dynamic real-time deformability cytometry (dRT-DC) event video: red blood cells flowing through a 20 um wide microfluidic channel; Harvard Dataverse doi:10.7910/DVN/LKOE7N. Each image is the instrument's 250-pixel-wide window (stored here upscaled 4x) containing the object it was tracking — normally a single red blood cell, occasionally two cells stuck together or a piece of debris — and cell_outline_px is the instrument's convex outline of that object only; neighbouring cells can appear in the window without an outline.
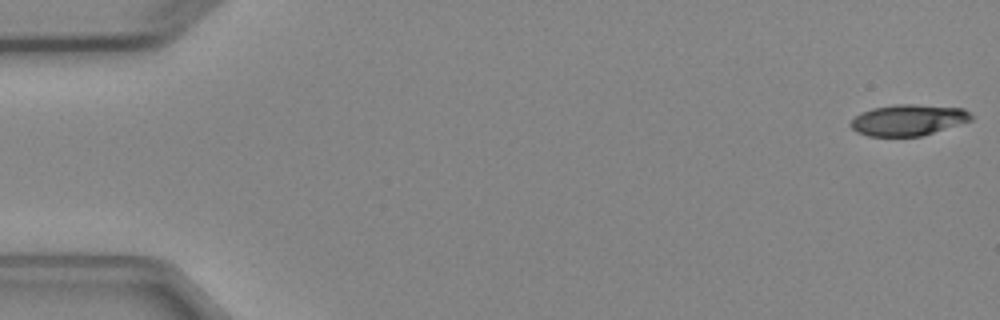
{"species": "Egyptian fruit bat (a non-hibernating species)", "species_latin": "Rousettus aegyptiacus", "temperature_condition": "cold", "stored_images_in_passage": 4, "camera_frame_rate_fps": 3000, "um_per_image_px": 0.085, "animal": {"sex": "female"}, "frame": {"image": 1, "passage_image": 1, "time_ms": 0.0, "image_size_px": [1000, 320], "cell_outline_px": [[972, 120], [920, 136], [868, 136], [856, 132], [848, 124], [860, 112], [872, 108], [896, 104], [912, 104], [964, 108], [972, 116]], "centroid_in_image_um": [77.15, 10.19], "position_along_channel_um": 7.8, "area_um2": 21.73}}
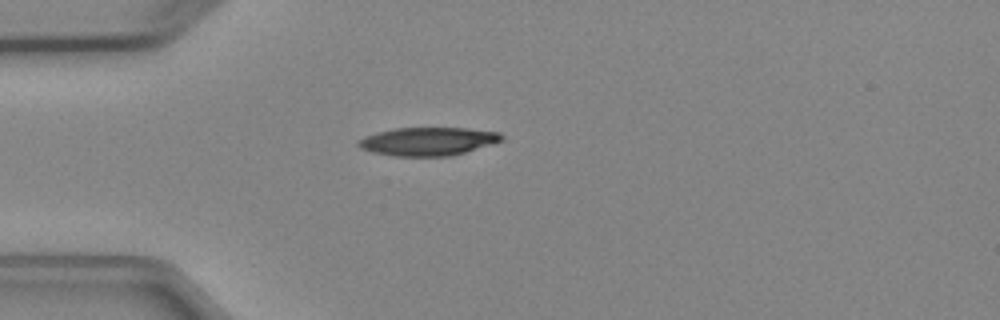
{"frame": {"image": 2, "passage_image": 4, "time_ms": 4.333, "image_size_px": [1000, 320], "cell_outline_px": [[504, 140], [492, 144], [452, 156], [392, 156], [372, 152], [360, 148], [356, 144], [356, 140], [364, 136], [376, 132], [396, 128], [464, 128], [500, 132], [504, 136]], "centroid_in_image_um": [36.35, 12.02], "position_along_channel_um": 48.6, "area_um2": 23.81}}